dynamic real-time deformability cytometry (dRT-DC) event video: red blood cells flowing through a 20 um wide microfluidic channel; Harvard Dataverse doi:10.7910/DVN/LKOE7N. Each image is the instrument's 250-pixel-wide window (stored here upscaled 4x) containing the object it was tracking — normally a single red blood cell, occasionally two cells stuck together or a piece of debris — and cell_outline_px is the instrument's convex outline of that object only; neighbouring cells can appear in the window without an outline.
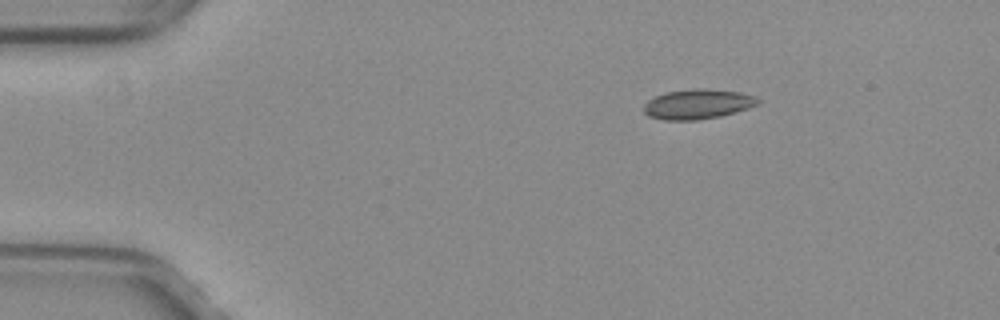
{"species": "common noctule bat (a hibernating species)", "species_latin": "Nyctalus noctula", "temperature_condition": "warm", "stored_images_in_passage": 9, "camera_frame_rate_fps": 3000, "um_per_image_px": 0.085, "animal": {"sex": "female", "body_mass_g": 29.2, "forearm_length_mm": 56.3}, "frame": {"image": 1, "passage_image": 1, "time_ms": 0.0, "image_size_px": [1000, 320], "cell_outline_px": [[760, 104], [736, 112], [720, 116], [696, 120], [664, 120], [648, 116], [644, 112], [644, 104], [648, 100], [656, 96], [668, 92], [696, 88], [704, 88], [740, 92], [756, 96], [760, 100]], "centroid_in_image_um": [59.33, 8.85], "position_along_channel_um": 25.7, "area_um2": 19.88}}
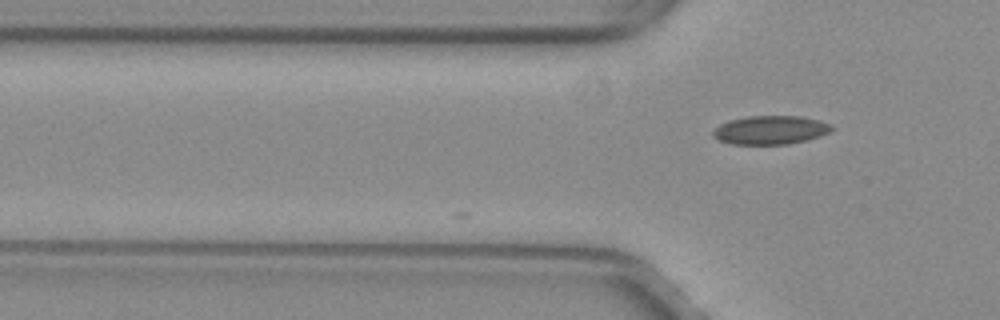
{"frame": {"image": 2, "passage_image": 9, "time_ms": 2.667, "image_size_px": [1000, 320], "cell_outline_px": [[836, 128], [820, 136], [788, 144], [732, 144], [720, 140], [712, 136], [712, 132], [720, 124], [728, 120], [748, 116], [800, 116], [820, 120], [832, 124]], "centroid_in_image_um": [65.5, 11.04], "position_along_channel_um": 60.3, "area_um2": 19.83}}